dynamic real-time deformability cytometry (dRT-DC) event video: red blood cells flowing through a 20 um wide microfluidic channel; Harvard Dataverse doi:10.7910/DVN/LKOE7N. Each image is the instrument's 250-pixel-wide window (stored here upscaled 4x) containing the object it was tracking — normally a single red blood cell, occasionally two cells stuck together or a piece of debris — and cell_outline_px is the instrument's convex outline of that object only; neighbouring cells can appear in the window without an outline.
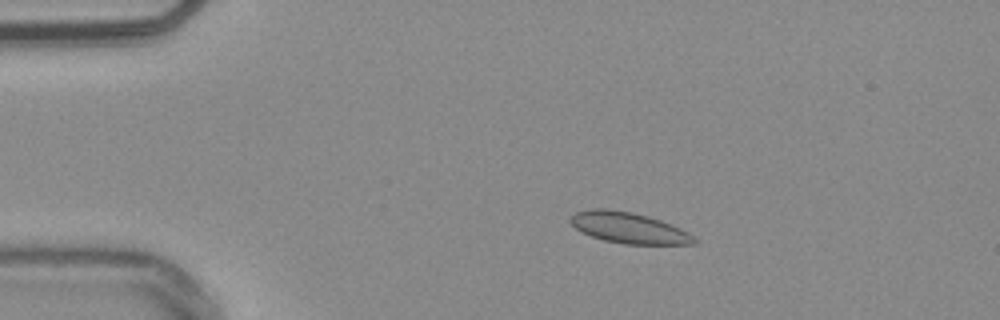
{"species": "common noctule bat (a hibernating species)", "species_latin": "Nyctalus noctula", "temperature_condition": "warm", "stored_images_in_passage": 51, "camera_frame_rate_fps": 3000, "um_per_image_px": 0.085, "animal": {"sex": "male", "body_mass_g": 20.4}, "frame": {"image": 1, "passage_image": 8, "time_ms": 2.333, "image_size_px": [1000, 320], "cell_outline_px": [[696, 244], [624, 244], [604, 240], [580, 232], [568, 220], [576, 212], [592, 208], [604, 208], [632, 212], [648, 216], [660, 220], [680, 228], [688, 232], [696, 240]], "centroid_in_image_um": [53.42, 19.36], "position_along_channel_um": 31.6, "area_um2": 22.2}}
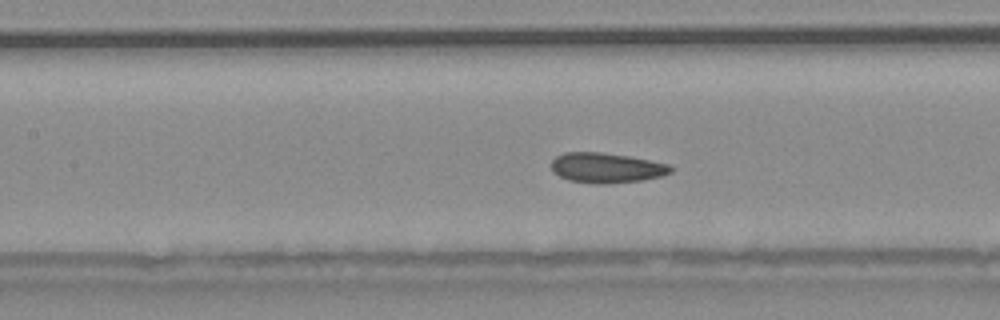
{"frame": {"image": 2, "passage_image": 22, "time_ms": 7.0, "image_size_px": [1000, 320], "cell_outline_px": [[672, 172], [660, 176], [640, 180], [608, 184], [596, 184], [568, 180], [560, 176], [552, 168], [552, 160], [556, 156], [564, 152], [600, 152], [628, 156], [668, 164], [672, 168]], "centroid_in_image_um": [51.53, 14.26], "position_along_channel_um": 155.9, "area_um2": 20.69}}
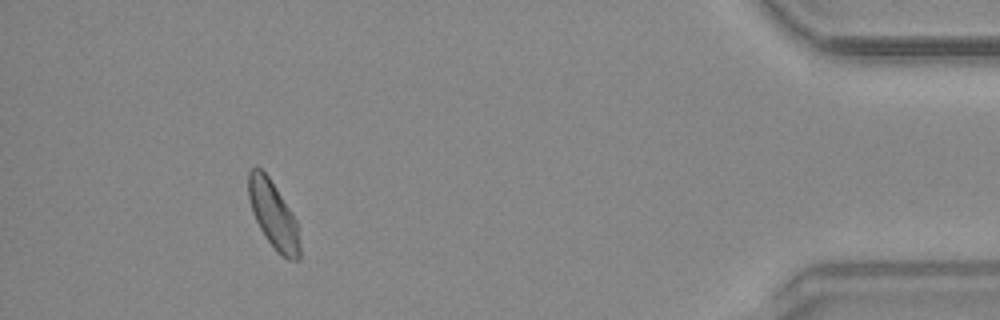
{"frame": {"image": 3, "passage_image": 47, "time_ms": 15.333, "image_size_px": [1000, 320], "cell_outline_px": [[300, 260], [288, 260], [280, 256], [276, 252], [260, 228], [252, 212], [248, 196], [248, 172], [252, 168], [260, 168], [268, 176], [292, 212], [296, 220], [300, 244]], "centroid_in_image_um": [23.24, 18.3], "position_along_channel_um": 412.0, "area_um2": 20.0}, "authors_computed_cell_mechanics": {"area_um2": 20.5768, "velocity_mm_per_s": 3.7872, "shape_relaxation_time_tau1_ms": null, "shape_relaxation_time_tau2_ms": 1.51, "deformation_change_tau1": null, "deformation_change_tau2": 0.0649}}